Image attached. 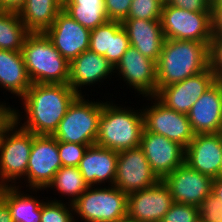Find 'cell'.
I'll return each mask as SVG.
<instances>
[{"label": "cell", "mask_w": 222, "mask_h": 222, "mask_svg": "<svg viewBox=\"0 0 222 222\" xmlns=\"http://www.w3.org/2000/svg\"><path fill=\"white\" fill-rule=\"evenodd\" d=\"M77 96L69 84L32 83L19 99L23 100L25 117L16 109V122L35 135H53ZM22 118H25L23 124Z\"/></svg>", "instance_id": "1"}, {"label": "cell", "mask_w": 222, "mask_h": 222, "mask_svg": "<svg viewBox=\"0 0 222 222\" xmlns=\"http://www.w3.org/2000/svg\"><path fill=\"white\" fill-rule=\"evenodd\" d=\"M209 43L165 39L157 65V92L209 67Z\"/></svg>", "instance_id": "2"}, {"label": "cell", "mask_w": 222, "mask_h": 222, "mask_svg": "<svg viewBox=\"0 0 222 222\" xmlns=\"http://www.w3.org/2000/svg\"><path fill=\"white\" fill-rule=\"evenodd\" d=\"M143 129L142 109L118 106L113 100L102 101L95 144L117 152L136 148L140 146Z\"/></svg>", "instance_id": "3"}, {"label": "cell", "mask_w": 222, "mask_h": 222, "mask_svg": "<svg viewBox=\"0 0 222 222\" xmlns=\"http://www.w3.org/2000/svg\"><path fill=\"white\" fill-rule=\"evenodd\" d=\"M32 83L68 84L70 62L45 33H30L21 50Z\"/></svg>", "instance_id": "4"}, {"label": "cell", "mask_w": 222, "mask_h": 222, "mask_svg": "<svg viewBox=\"0 0 222 222\" xmlns=\"http://www.w3.org/2000/svg\"><path fill=\"white\" fill-rule=\"evenodd\" d=\"M78 95L70 104L57 130L52 135L57 142L94 145L98 137L102 101H89Z\"/></svg>", "instance_id": "5"}, {"label": "cell", "mask_w": 222, "mask_h": 222, "mask_svg": "<svg viewBox=\"0 0 222 222\" xmlns=\"http://www.w3.org/2000/svg\"><path fill=\"white\" fill-rule=\"evenodd\" d=\"M95 187L89 186L73 203L76 220L78 217L85 222H119L127 219L128 194L114 185Z\"/></svg>", "instance_id": "6"}, {"label": "cell", "mask_w": 222, "mask_h": 222, "mask_svg": "<svg viewBox=\"0 0 222 222\" xmlns=\"http://www.w3.org/2000/svg\"><path fill=\"white\" fill-rule=\"evenodd\" d=\"M32 145L33 133L15 121L0 140V187L16 186L26 177Z\"/></svg>", "instance_id": "7"}, {"label": "cell", "mask_w": 222, "mask_h": 222, "mask_svg": "<svg viewBox=\"0 0 222 222\" xmlns=\"http://www.w3.org/2000/svg\"><path fill=\"white\" fill-rule=\"evenodd\" d=\"M160 21L165 39L210 43L213 36L211 11L194 12L165 4Z\"/></svg>", "instance_id": "8"}, {"label": "cell", "mask_w": 222, "mask_h": 222, "mask_svg": "<svg viewBox=\"0 0 222 222\" xmlns=\"http://www.w3.org/2000/svg\"><path fill=\"white\" fill-rule=\"evenodd\" d=\"M61 167L57 139L52 135L33 134L27 173L23 179L26 187L33 189L30 193L45 189Z\"/></svg>", "instance_id": "9"}, {"label": "cell", "mask_w": 222, "mask_h": 222, "mask_svg": "<svg viewBox=\"0 0 222 222\" xmlns=\"http://www.w3.org/2000/svg\"><path fill=\"white\" fill-rule=\"evenodd\" d=\"M147 98L152 102L150 107L149 103L145 108L142 107L144 129L163 135L186 148L195 136L188 115L167 108L155 96Z\"/></svg>", "instance_id": "10"}, {"label": "cell", "mask_w": 222, "mask_h": 222, "mask_svg": "<svg viewBox=\"0 0 222 222\" xmlns=\"http://www.w3.org/2000/svg\"><path fill=\"white\" fill-rule=\"evenodd\" d=\"M159 181L140 147L118 152L114 186L122 192L129 194L143 190Z\"/></svg>", "instance_id": "11"}, {"label": "cell", "mask_w": 222, "mask_h": 222, "mask_svg": "<svg viewBox=\"0 0 222 222\" xmlns=\"http://www.w3.org/2000/svg\"><path fill=\"white\" fill-rule=\"evenodd\" d=\"M172 204L170 189L160 180L152 187L128 194L127 219L132 222H161Z\"/></svg>", "instance_id": "12"}, {"label": "cell", "mask_w": 222, "mask_h": 222, "mask_svg": "<svg viewBox=\"0 0 222 222\" xmlns=\"http://www.w3.org/2000/svg\"><path fill=\"white\" fill-rule=\"evenodd\" d=\"M121 80L134 88L143 97L157 94V65L152 59L142 55L130 46L115 67V73Z\"/></svg>", "instance_id": "13"}, {"label": "cell", "mask_w": 222, "mask_h": 222, "mask_svg": "<svg viewBox=\"0 0 222 222\" xmlns=\"http://www.w3.org/2000/svg\"><path fill=\"white\" fill-rule=\"evenodd\" d=\"M139 147L160 180L185 162V148L182 145L145 129Z\"/></svg>", "instance_id": "14"}, {"label": "cell", "mask_w": 222, "mask_h": 222, "mask_svg": "<svg viewBox=\"0 0 222 222\" xmlns=\"http://www.w3.org/2000/svg\"><path fill=\"white\" fill-rule=\"evenodd\" d=\"M216 81L209 67L203 72L185 80L161 88L156 98L167 108L179 113L188 114L194 103Z\"/></svg>", "instance_id": "15"}, {"label": "cell", "mask_w": 222, "mask_h": 222, "mask_svg": "<svg viewBox=\"0 0 222 222\" xmlns=\"http://www.w3.org/2000/svg\"><path fill=\"white\" fill-rule=\"evenodd\" d=\"M163 182L169 187L173 202L198 207L212 192L213 178L201 174L184 162L168 174Z\"/></svg>", "instance_id": "16"}, {"label": "cell", "mask_w": 222, "mask_h": 222, "mask_svg": "<svg viewBox=\"0 0 222 222\" xmlns=\"http://www.w3.org/2000/svg\"><path fill=\"white\" fill-rule=\"evenodd\" d=\"M91 30L71 18L63 10L45 32L57 51L69 62L89 49Z\"/></svg>", "instance_id": "17"}, {"label": "cell", "mask_w": 222, "mask_h": 222, "mask_svg": "<svg viewBox=\"0 0 222 222\" xmlns=\"http://www.w3.org/2000/svg\"><path fill=\"white\" fill-rule=\"evenodd\" d=\"M185 163L201 174L220 176L222 138L218 133L195 134L185 148Z\"/></svg>", "instance_id": "18"}, {"label": "cell", "mask_w": 222, "mask_h": 222, "mask_svg": "<svg viewBox=\"0 0 222 222\" xmlns=\"http://www.w3.org/2000/svg\"><path fill=\"white\" fill-rule=\"evenodd\" d=\"M114 70L104 56L88 49L70 61L68 84L78 95H82L81 88L87 89V86L102 83L107 78L111 79Z\"/></svg>", "instance_id": "19"}, {"label": "cell", "mask_w": 222, "mask_h": 222, "mask_svg": "<svg viewBox=\"0 0 222 222\" xmlns=\"http://www.w3.org/2000/svg\"><path fill=\"white\" fill-rule=\"evenodd\" d=\"M187 115L195 134L218 133L222 123V81L216 80Z\"/></svg>", "instance_id": "20"}, {"label": "cell", "mask_w": 222, "mask_h": 222, "mask_svg": "<svg viewBox=\"0 0 222 222\" xmlns=\"http://www.w3.org/2000/svg\"><path fill=\"white\" fill-rule=\"evenodd\" d=\"M118 152L99 145L88 146L78 168L88 186L114 185Z\"/></svg>", "instance_id": "21"}, {"label": "cell", "mask_w": 222, "mask_h": 222, "mask_svg": "<svg viewBox=\"0 0 222 222\" xmlns=\"http://www.w3.org/2000/svg\"><path fill=\"white\" fill-rule=\"evenodd\" d=\"M129 47L128 35L121 21L108 20L91 30L89 49L104 56L114 68Z\"/></svg>", "instance_id": "22"}, {"label": "cell", "mask_w": 222, "mask_h": 222, "mask_svg": "<svg viewBox=\"0 0 222 222\" xmlns=\"http://www.w3.org/2000/svg\"><path fill=\"white\" fill-rule=\"evenodd\" d=\"M130 46L156 63L159 60L165 41L160 20L124 19Z\"/></svg>", "instance_id": "23"}, {"label": "cell", "mask_w": 222, "mask_h": 222, "mask_svg": "<svg viewBox=\"0 0 222 222\" xmlns=\"http://www.w3.org/2000/svg\"><path fill=\"white\" fill-rule=\"evenodd\" d=\"M32 85L21 52L0 49V86L18 98Z\"/></svg>", "instance_id": "24"}, {"label": "cell", "mask_w": 222, "mask_h": 222, "mask_svg": "<svg viewBox=\"0 0 222 222\" xmlns=\"http://www.w3.org/2000/svg\"><path fill=\"white\" fill-rule=\"evenodd\" d=\"M20 189V185L0 187V198L7 204L13 222H41L44 199L40 200Z\"/></svg>", "instance_id": "25"}, {"label": "cell", "mask_w": 222, "mask_h": 222, "mask_svg": "<svg viewBox=\"0 0 222 222\" xmlns=\"http://www.w3.org/2000/svg\"><path fill=\"white\" fill-rule=\"evenodd\" d=\"M62 8L63 0H26L18 14L30 33H45Z\"/></svg>", "instance_id": "26"}, {"label": "cell", "mask_w": 222, "mask_h": 222, "mask_svg": "<svg viewBox=\"0 0 222 222\" xmlns=\"http://www.w3.org/2000/svg\"><path fill=\"white\" fill-rule=\"evenodd\" d=\"M62 10L89 30L109 20L104 0H63Z\"/></svg>", "instance_id": "27"}, {"label": "cell", "mask_w": 222, "mask_h": 222, "mask_svg": "<svg viewBox=\"0 0 222 222\" xmlns=\"http://www.w3.org/2000/svg\"><path fill=\"white\" fill-rule=\"evenodd\" d=\"M29 34L18 13L0 11V49L21 52Z\"/></svg>", "instance_id": "28"}, {"label": "cell", "mask_w": 222, "mask_h": 222, "mask_svg": "<svg viewBox=\"0 0 222 222\" xmlns=\"http://www.w3.org/2000/svg\"><path fill=\"white\" fill-rule=\"evenodd\" d=\"M50 187L52 190L56 189L55 191L60 192L62 196H68V203L73 204L89 186L78 167L62 166L44 190Z\"/></svg>", "instance_id": "29"}, {"label": "cell", "mask_w": 222, "mask_h": 222, "mask_svg": "<svg viewBox=\"0 0 222 222\" xmlns=\"http://www.w3.org/2000/svg\"><path fill=\"white\" fill-rule=\"evenodd\" d=\"M73 204L62 200H46L42 204L41 222H77Z\"/></svg>", "instance_id": "30"}, {"label": "cell", "mask_w": 222, "mask_h": 222, "mask_svg": "<svg viewBox=\"0 0 222 222\" xmlns=\"http://www.w3.org/2000/svg\"><path fill=\"white\" fill-rule=\"evenodd\" d=\"M162 7L159 0H132L126 19L161 20Z\"/></svg>", "instance_id": "31"}, {"label": "cell", "mask_w": 222, "mask_h": 222, "mask_svg": "<svg viewBox=\"0 0 222 222\" xmlns=\"http://www.w3.org/2000/svg\"><path fill=\"white\" fill-rule=\"evenodd\" d=\"M161 222H200L199 209L195 205L173 202Z\"/></svg>", "instance_id": "32"}, {"label": "cell", "mask_w": 222, "mask_h": 222, "mask_svg": "<svg viewBox=\"0 0 222 222\" xmlns=\"http://www.w3.org/2000/svg\"><path fill=\"white\" fill-rule=\"evenodd\" d=\"M200 222H222V202L213 191L198 206Z\"/></svg>", "instance_id": "33"}, {"label": "cell", "mask_w": 222, "mask_h": 222, "mask_svg": "<svg viewBox=\"0 0 222 222\" xmlns=\"http://www.w3.org/2000/svg\"><path fill=\"white\" fill-rule=\"evenodd\" d=\"M89 145L58 142V153L62 166L78 167Z\"/></svg>", "instance_id": "34"}, {"label": "cell", "mask_w": 222, "mask_h": 222, "mask_svg": "<svg viewBox=\"0 0 222 222\" xmlns=\"http://www.w3.org/2000/svg\"><path fill=\"white\" fill-rule=\"evenodd\" d=\"M209 69L216 80L222 81V36H212L208 46Z\"/></svg>", "instance_id": "35"}, {"label": "cell", "mask_w": 222, "mask_h": 222, "mask_svg": "<svg viewBox=\"0 0 222 222\" xmlns=\"http://www.w3.org/2000/svg\"><path fill=\"white\" fill-rule=\"evenodd\" d=\"M109 20L123 21L127 18L132 0H104Z\"/></svg>", "instance_id": "36"}, {"label": "cell", "mask_w": 222, "mask_h": 222, "mask_svg": "<svg viewBox=\"0 0 222 222\" xmlns=\"http://www.w3.org/2000/svg\"><path fill=\"white\" fill-rule=\"evenodd\" d=\"M16 110L15 108L6 105V102H0V140L5 135L6 131L16 121Z\"/></svg>", "instance_id": "37"}, {"label": "cell", "mask_w": 222, "mask_h": 222, "mask_svg": "<svg viewBox=\"0 0 222 222\" xmlns=\"http://www.w3.org/2000/svg\"><path fill=\"white\" fill-rule=\"evenodd\" d=\"M170 5L194 12L211 11V0H172Z\"/></svg>", "instance_id": "38"}, {"label": "cell", "mask_w": 222, "mask_h": 222, "mask_svg": "<svg viewBox=\"0 0 222 222\" xmlns=\"http://www.w3.org/2000/svg\"><path fill=\"white\" fill-rule=\"evenodd\" d=\"M212 35L222 36V5L211 7Z\"/></svg>", "instance_id": "39"}, {"label": "cell", "mask_w": 222, "mask_h": 222, "mask_svg": "<svg viewBox=\"0 0 222 222\" xmlns=\"http://www.w3.org/2000/svg\"><path fill=\"white\" fill-rule=\"evenodd\" d=\"M26 0H0V11L19 13Z\"/></svg>", "instance_id": "40"}, {"label": "cell", "mask_w": 222, "mask_h": 222, "mask_svg": "<svg viewBox=\"0 0 222 222\" xmlns=\"http://www.w3.org/2000/svg\"><path fill=\"white\" fill-rule=\"evenodd\" d=\"M0 222H13L7 204L0 198Z\"/></svg>", "instance_id": "41"}, {"label": "cell", "mask_w": 222, "mask_h": 222, "mask_svg": "<svg viewBox=\"0 0 222 222\" xmlns=\"http://www.w3.org/2000/svg\"><path fill=\"white\" fill-rule=\"evenodd\" d=\"M212 191L220 197V200L222 202V176L213 178L212 182Z\"/></svg>", "instance_id": "42"}, {"label": "cell", "mask_w": 222, "mask_h": 222, "mask_svg": "<svg viewBox=\"0 0 222 222\" xmlns=\"http://www.w3.org/2000/svg\"><path fill=\"white\" fill-rule=\"evenodd\" d=\"M218 5H222V0H211V7H217Z\"/></svg>", "instance_id": "43"}, {"label": "cell", "mask_w": 222, "mask_h": 222, "mask_svg": "<svg viewBox=\"0 0 222 222\" xmlns=\"http://www.w3.org/2000/svg\"><path fill=\"white\" fill-rule=\"evenodd\" d=\"M163 5L170 4L172 0H159Z\"/></svg>", "instance_id": "44"}, {"label": "cell", "mask_w": 222, "mask_h": 222, "mask_svg": "<svg viewBox=\"0 0 222 222\" xmlns=\"http://www.w3.org/2000/svg\"><path fill=\"white\" fill-rule=\"evenodd\" d=\"M218 134H219L220 137L222 138V123H221V127H220V130H219Z\"/></svg>", "instance_id": "45"}, {"label": "cell", "mask_w": 222, "mask_h": 222, "mask_svg": "<svg viewBox=\"0 0 222 222\" xmlns=\"http://www.w3.org/2000/svg\"><path fill=\"white\" fill-rule=\"evenodd\" d=\"M119 222H132V221H130L129 219H125V220H122V221H119Z\"/></svg>", "instance_id": "46"}, {"label": "cell", "mask_w": 222, "mask_h": 222, "mask_svg": "<svg viewBox=\"0 0 222 222\" xmlns=\"http://www.w3.org/2000/svg\"><path fill=\"white\" fill-rule=\"evenodd\" d=\"M220 176H222V163H221V167H220Z\"/></svg>", "instance_id": "47"}]
</instances>
